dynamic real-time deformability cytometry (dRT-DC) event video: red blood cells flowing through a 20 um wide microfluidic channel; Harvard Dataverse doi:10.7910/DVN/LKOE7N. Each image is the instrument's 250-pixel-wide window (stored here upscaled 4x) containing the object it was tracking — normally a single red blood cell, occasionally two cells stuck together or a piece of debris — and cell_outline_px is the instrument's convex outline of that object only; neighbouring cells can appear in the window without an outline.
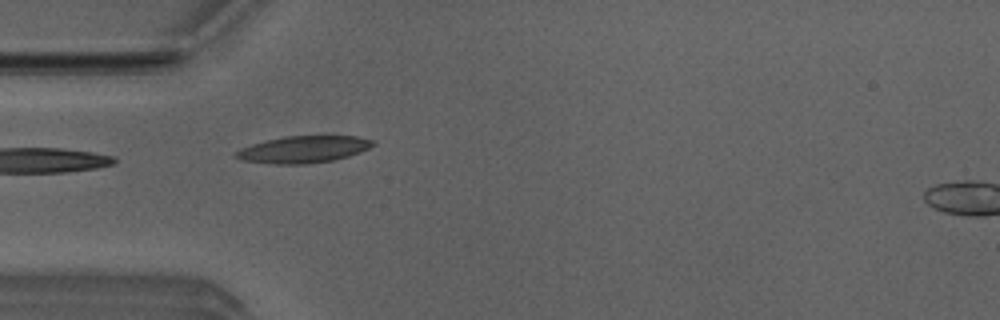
{"species": "Egyptian fruit bat (a non-hibernating species)", "species_latin": "Rousettus aegyptiacus", "temperature_condition": "room temperature", "stored_images_in_passage": 4, "camera_frame_rate_fps": 3000, "um_per_image_px": 0.085, "animal": {"sex": "male"}, "frame": {"image": 1, "passage_image": 3, "time_ms": 0.667, "image_size_px": [1000, 320], "cell_outline_px": [[376, 144], [360, 152], [348, 156], [332, 160], [304, 164], [276, 164], [240, 160], [232, 156], [240, 148], [252, 144], [284, 136], [356, 136], [376, 140]], "centroid_in_image_um": [25.79, 12.69], "position_along_channel_um": 59.2, "area_um2": 21.44}}